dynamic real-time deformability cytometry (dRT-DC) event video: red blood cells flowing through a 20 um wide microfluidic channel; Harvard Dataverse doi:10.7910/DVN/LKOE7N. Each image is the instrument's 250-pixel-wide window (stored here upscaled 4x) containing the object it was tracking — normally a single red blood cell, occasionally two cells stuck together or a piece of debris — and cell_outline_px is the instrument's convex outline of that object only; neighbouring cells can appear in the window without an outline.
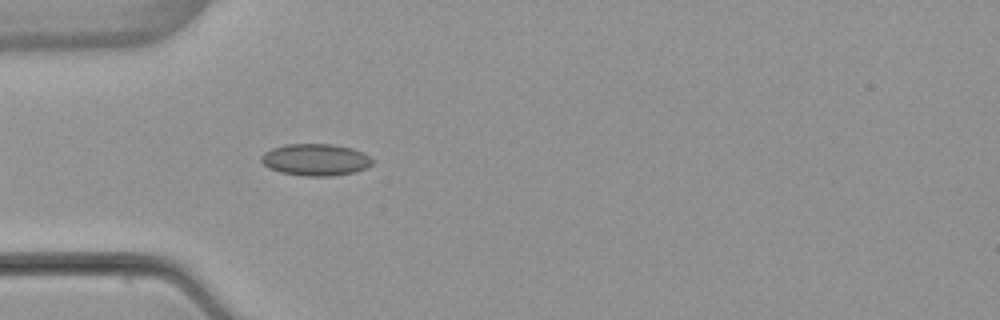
{"species": "common noctule bat (a hibernating species)", "species_latin": "Nyctalus noctula", "temperature_condition": "warm", "stored_images_in_passage": 5, "camera_frame_rate_fps": 3000, "um_per_image_px": 0.085, "animal": {"sex": "female", "body_mass_g": 22.7, "forearm_length_mm": 54.2}, "frame": {"image": 1, "passage_image": 5, "time_ms": 5.0, "image_size_px": [1000, 320], "cell_outline_px": [[376, 160], [368, 168], [356, 172], [332, 176], [304, 176], [280, 172], [268, 168], [260, 160], [260, 156], [264, 152], [272, 148], [288, 144], [332, 144], [352, 148]], "centroid_in_image_um": [26.83, 13.58], "position_along_channel_um": 58.2, "area_um2": 20.81}}